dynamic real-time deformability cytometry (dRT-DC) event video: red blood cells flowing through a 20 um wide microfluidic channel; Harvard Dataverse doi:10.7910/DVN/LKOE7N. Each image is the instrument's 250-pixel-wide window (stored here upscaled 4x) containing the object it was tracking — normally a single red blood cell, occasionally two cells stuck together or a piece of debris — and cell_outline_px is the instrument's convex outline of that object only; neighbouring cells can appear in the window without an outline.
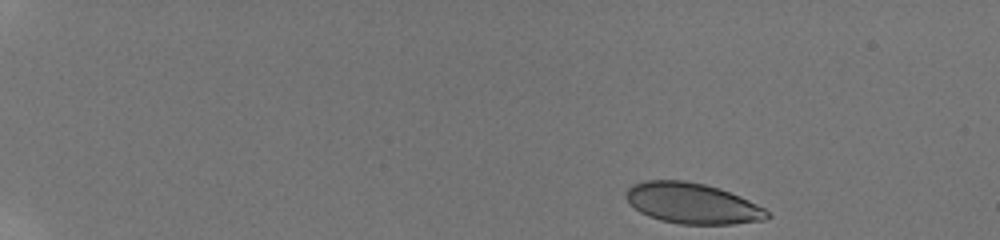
{"species": "human", "species_latin": "Homo sapiens", "temperature_condition": "room temperature", "stored_images_in_passage": 15, "camera_frame_rate_fps": 3000, "um_per_image_px": 0.085, "donor": {"sex": "male"}, "frame": {"image": 1, "passage_image": 1, "time_ms": 0.0, "image_size_px": [1000, 240], "cell_outline_px": [[772, 216], [764, 220], [732, 224], [680, 224], [660, 220], [648, 216], [640, 212], [624, 196], [628, 188], [632, 184], [644, 180], [684, 180], [704, 184], [720, 188], [740, 196], [764, 208]], "centroid_in_image_um": [58.84, 17.28], "position_along_channel_um": 26.2, "area_um2": 33.47}}
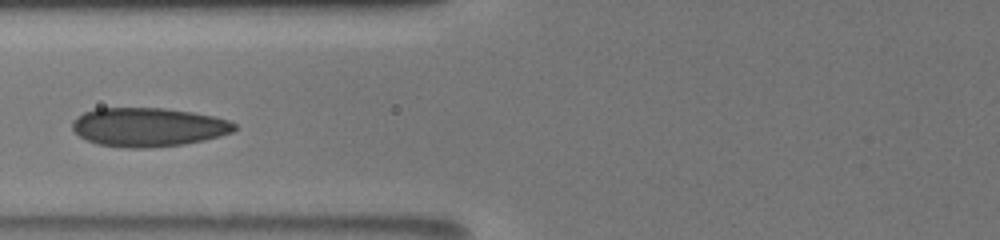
{"frame": {"image": 2, "passage_image": 13, "time_ms": 4.0, "image_size_px": [1000, 240], "cell_outline_px": [[236, 128], [232, 132], [220, 136], [204, 140], [184, 144], [148, 148], [128, 148], [96, 144], [80, 136], [72, 128], [72, 120], [76, 116], [84, 112], [96, 108], [164, 108], [192, 112], [212, 116], [228, 120], [236, 124]], "centroid_in_image_um": [12.58, 10.8], "position_along_channel_um": 113.2, "area_um2": 36.76}}